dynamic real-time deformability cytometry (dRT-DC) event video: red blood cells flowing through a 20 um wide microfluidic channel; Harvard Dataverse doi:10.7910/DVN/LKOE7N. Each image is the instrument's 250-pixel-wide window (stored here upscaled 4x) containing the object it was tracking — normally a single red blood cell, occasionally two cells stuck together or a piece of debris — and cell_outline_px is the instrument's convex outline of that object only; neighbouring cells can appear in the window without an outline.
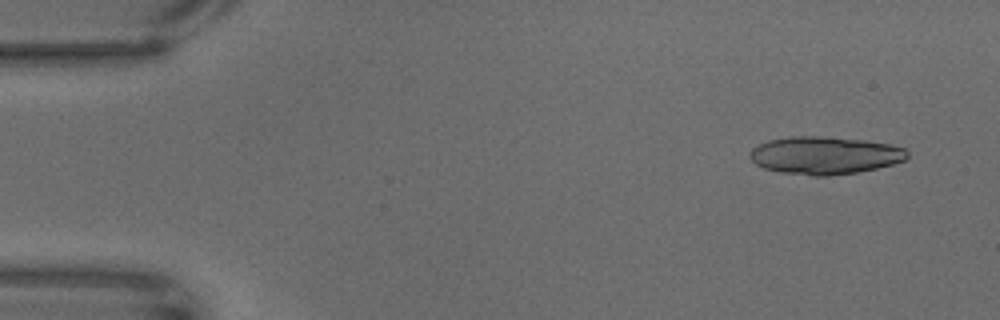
{"species": "common noctule bat (a hibernating species)", "species_latin": "Nyctalus noctula", "temperature_condition": "warm", "stored_images_in_passage": 65, "segment_of_instrument_passage": [1, 2], "camera_frame_rate_fps": 3000, "um_per_image_px": 0.085, "animal": {"sex": "male", "body_mass_g": 18.8}, "frame": {"image": 1, "passage_image": 4, "time_ms": 1.0, "image_size_px": [1000, 320], "cell_outline_px": [[908, 156], [904, 160], [892, 164], [876, 168], [856, 172], [828, 176], [812, 176], [780, 172], [764, 168], [756, 164], [748, 156], [748, 152], [752, 148], [768, 140], [792, 136], [820, 136], [864, 140], [888, 144], [904, 148], [908, 152]], "centroid_in_image_um": [70.06, 13.2], "position_along_channel_um": 14.9, "area_um2": 34.51}}